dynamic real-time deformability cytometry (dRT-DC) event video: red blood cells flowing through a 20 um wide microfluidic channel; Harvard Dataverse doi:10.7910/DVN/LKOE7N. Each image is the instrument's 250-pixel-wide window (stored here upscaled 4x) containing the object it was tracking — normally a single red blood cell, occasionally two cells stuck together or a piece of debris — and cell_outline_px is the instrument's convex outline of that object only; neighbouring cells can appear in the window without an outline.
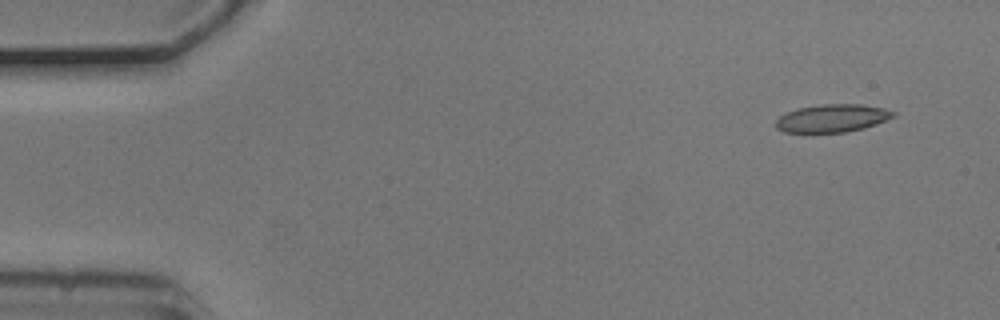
{"species": "common noctule bat (a hibernating species)", "species_latin": "Nyctalus noctula", "temperature_condition": "cold", "stored_images_in_passage": 12, "camera_frame_rate_fps": 3000, "um_per_image_px": 0.085, "animal": {"sex": "male", "body_mass_g": 20.5, "forearm_length_mm": 52.5}, "frame": {"image": 1, "passage_image": 1, "time_ms": 0.0, "image_size_px": [1000, 320], "cell_outline_px": [[896, 116], [876, 124], [864, 128], [844, 132], [812, 136], [784, 132], [776, 128], [776, 120], [784, 112], [796, 108], [820, 104], [860, 104], [884, 108], [896, 112]], "centroid_in_image_um": [70.66, 10.09], "position_along_channel_um": 14.3, "area_um2": 20.06}}
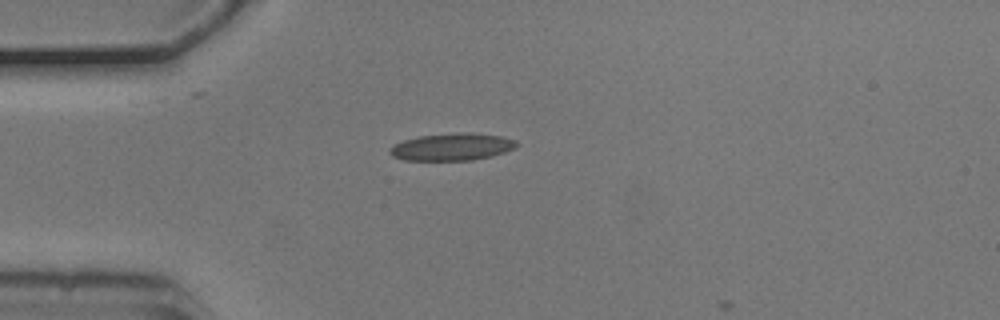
{"frame": {"image": 2, "passage_image": 11, "time_ms": 3.333, "image_size_px": [1000, 320], "cell_outline_px": [[520, 144], [516, 148], [492, 156], [472, 160], [404, 160], [392, 156], [388, 152], [388, 148], [404, 140], [416, 136], [464, 132], [468, 132], [504, 136], [516, 140]], "centroid_in_image_um": [38.45, 12.48], "position_along_channel_um": 46.6, "area_um2": 20.35}}